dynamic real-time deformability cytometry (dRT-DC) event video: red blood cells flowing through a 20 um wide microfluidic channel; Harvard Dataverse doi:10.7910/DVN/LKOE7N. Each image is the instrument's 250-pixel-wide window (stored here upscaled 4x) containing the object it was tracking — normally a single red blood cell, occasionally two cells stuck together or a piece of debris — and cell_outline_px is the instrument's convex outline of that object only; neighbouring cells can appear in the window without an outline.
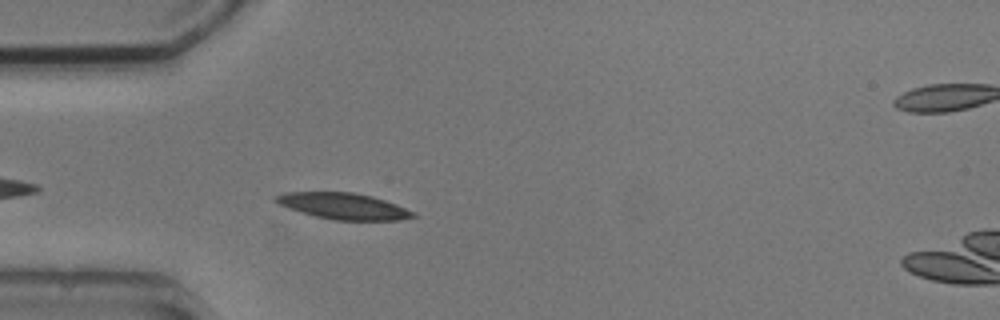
{"species": "common noctule bat (a hibernating species)", "species_latin": "Nyctalus noctula", "temperature_condition": "cold", "stored_images_in_passage": 4, "camera_frame_rate_fps": 3000, "um_per_image_px": 0.085, "animal": {"sex": "male", "body_mass_g": 20.5, "forearm_length_mm": 52.5}, "frame": {"image": 1, "passage_image": 3, "time_ms": 2.333, "image_size_px": [1000, 320], "cell_outline_px": [[416, 216], [400, 220], [336, 220], [316, 216], [300, 212], [288, 208], [272, 200], [272, 196], [284, 192], [352, 192], [372, 196], [396, 204], [416, 212]], "centroid_in_image_um": [29.17, 17.51], "position_along_channel_um": 55.8, "area_um2": 21.04}}